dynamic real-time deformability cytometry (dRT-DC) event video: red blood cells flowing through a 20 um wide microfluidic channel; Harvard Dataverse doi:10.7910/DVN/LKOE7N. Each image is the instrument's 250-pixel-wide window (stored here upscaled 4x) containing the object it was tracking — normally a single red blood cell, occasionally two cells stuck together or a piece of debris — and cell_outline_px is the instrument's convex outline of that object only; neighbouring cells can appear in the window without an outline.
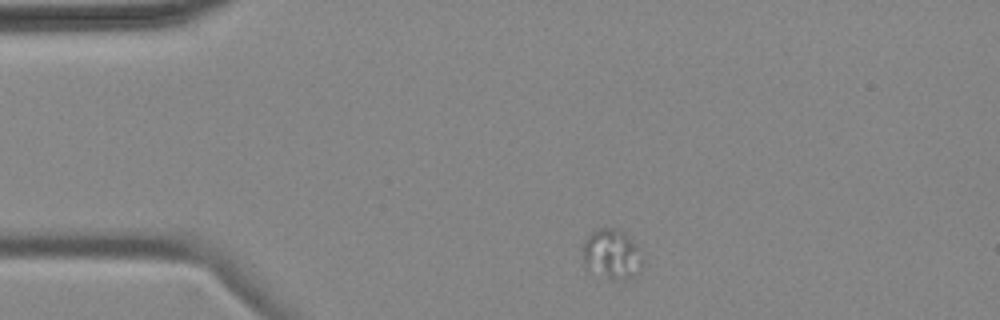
{"species": "common noctule bat (a hibernating species)", "species_latin": "Nyctalus noctula", "temperature_condition": "cold", "stored_images_in_passage": 6, "camera_frame_rate_fps": 3000, "um_per_image_px": 0.085, "animal": {"sex": "female", "body_mass_g": 18.4}, "frame": {"image": 1, "passage_image": 1, "time_ms": 0.0, "image_size_px": [1000, 320], "cell_outline_px": [[644, 260], [640, 272], [636, 276], [608, 276], [584, 268], [580, 248], [584, 240], [596, 228], [616, 228], [624, 232], [644, 252]], "centroid_in_image_um": [52.0, 21.53], "position_along_channel_um": 33.0, "area_um2": 17.51}}
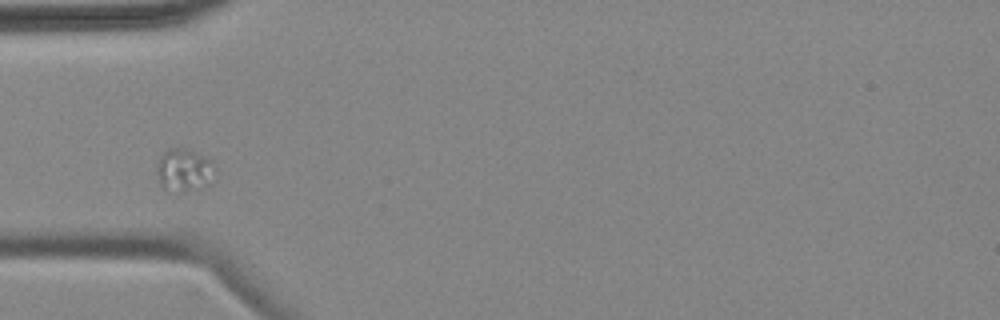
{"frame": {"image": 2, "passage_image": 3, "time_ms": 2.333, "image_size_px": [1000, 320], "cell_outline_px": [[216, 168], [212, 184], [200, 188], [168, 192], [164, 188], [156, 172], [156, 168], [160, 156], [168, 148], [188, 148], [212, 160]], "centroid_in_image_um": [15.69, 14.44], "position_along_channel_um": 69.3, "area_um2": 14.74}}